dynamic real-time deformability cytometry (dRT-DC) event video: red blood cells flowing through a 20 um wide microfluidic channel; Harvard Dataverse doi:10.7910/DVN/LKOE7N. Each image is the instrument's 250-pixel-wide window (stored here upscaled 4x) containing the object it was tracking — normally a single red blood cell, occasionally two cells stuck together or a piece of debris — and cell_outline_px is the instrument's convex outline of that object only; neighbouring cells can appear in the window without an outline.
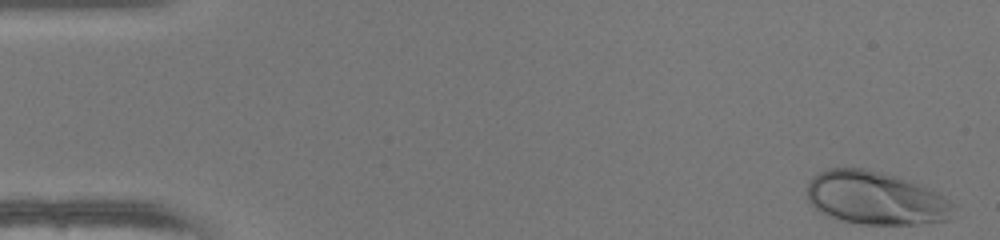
{"species": "human", "species_latin": "Homo sapiens", "temperature_condition": "warm", "stored_images_in_passage": 48, "camera_frame_rate_fps": 3000, "um_per_image_px": 0.085, "donor": {"sex": "female"}, "frame": {"image": 1, "passage_image": 1, "time_ms": 0.0, "image_size_px": [1000, 240], "cell_outline_px": [[956, 204], [948, 220], [920, 224], [864, 224], [840, 220], [828, 216], [820, 212], [808, 200], [808, 180], [812, 176], [828, 168], [864, 168], [900, 176], [940, 192]], "centroid_in_image_um": [74.47, 16.82], "position_along_channel_um": 10.5, "area_um2": 45.89}}
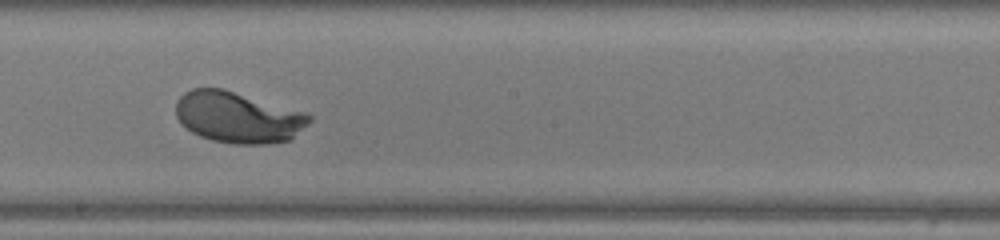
{"frame": {"image": 2, "passage_image": 27, "time_ms": 8.667, "image_size_px": [1000, 240], "cell_outline_px": [[312, 120], [308, 124], [288, 140], [264, 144], [232, 144], [212, 140], [200, 136], [192, 132], [176, 116], [176, 100], [184, 92], [192, 88], [224, 88], [308, 112], [312, 116]], "centroid_in_image_um": [20.25, 9.94], "position_along_channel_um": 228.0, "area_um2": 40.0}}
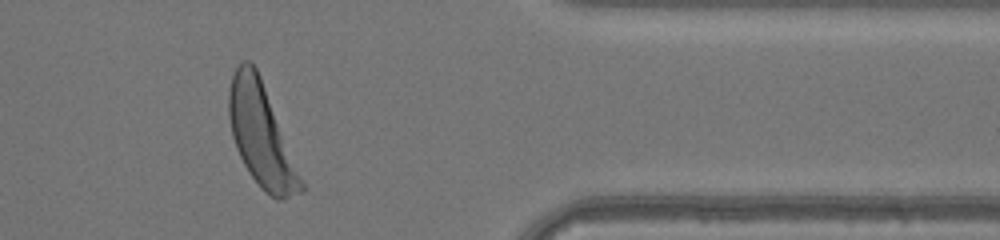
{"frame": {"image": 3, "passage_image": 40, "time_ms": 13.0, "image_size_px": [1000, 240], "cell_outline_px": [[304, 192], [280, 200], [276, 200], [264, 192], [260, 188], [248, 172], [236, 148], [232, 136], [228, 116], [228, 92], [232, 76], [240, 60], [248, 60], [256, 68], [260, 76], [304, 184]], "centroid_in_image_um": [22.17, 11.51], "position_along_channel_um": 389.2, "area_um2": 42.54}, "authors_computed_cell_mechanics": {"area_um2": 40.3444, "velocity_mm_per_s": 4.1989, "shape_relaxation_time_tau1_ms": 2.344, "shape_relaxation_time_tau2_ms": null, "deformation_change_tau1": 0.2158, "deformation_change_tau2": null}}